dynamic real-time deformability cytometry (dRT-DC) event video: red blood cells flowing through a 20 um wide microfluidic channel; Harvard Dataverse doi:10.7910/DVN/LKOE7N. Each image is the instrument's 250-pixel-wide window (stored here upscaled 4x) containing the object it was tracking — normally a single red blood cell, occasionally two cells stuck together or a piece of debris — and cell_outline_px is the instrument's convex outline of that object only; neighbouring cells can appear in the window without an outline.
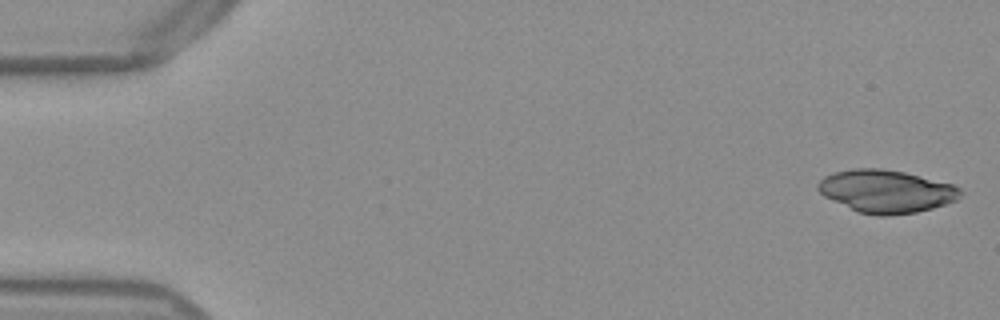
{"species": "Egyptian fruit bat (a non-hibernating species)", "species_latin": "Rousettus aegyptiacus", "temperature_condition": "warm", "stored_images_in_passage": 52, "camera_frame_rate_fps": 3000, "um_per_image_px": 0.085, "frame": {"image": 1, "passage_image": 1, "time_ms": 0.0, "image_size_px": [1000, 320], "cell_outline_px": [[964, 192], [956, 200], [932, 208], [916, 212], [888, 216], [876, 216], [856, 212], [824, 196], [816, 188], [816, 184], [824, 176], [832, 172], [852, 168], [880, 168], [904, 172], [952, 184], [960, 188]], "centroid_in_image_um": [75.29, 16.26], "position_along_channel_um": 9.7, "area_um2": 35.72}}